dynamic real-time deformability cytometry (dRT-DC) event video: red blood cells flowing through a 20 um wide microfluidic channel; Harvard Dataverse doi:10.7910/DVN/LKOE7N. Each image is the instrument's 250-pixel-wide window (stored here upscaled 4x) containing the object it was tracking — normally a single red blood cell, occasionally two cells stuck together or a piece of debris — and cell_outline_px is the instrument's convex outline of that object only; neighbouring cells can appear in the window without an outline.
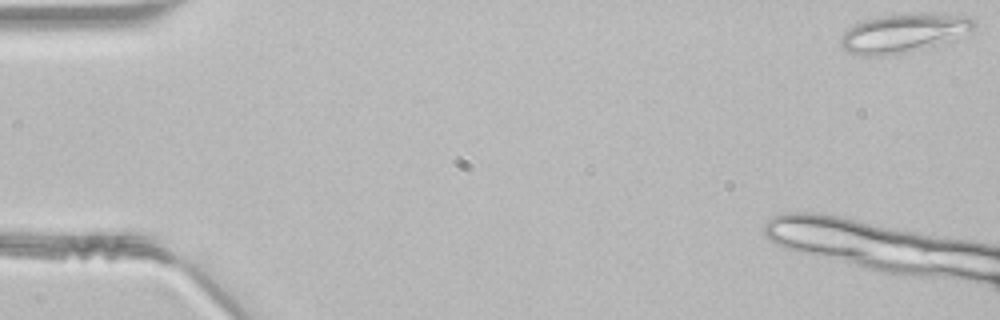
{"species": "common noctule bat (a hibernating species)", "species_latin": "Nyctalus noctula", "temperature_condition": "room temperature", "stored_images_in_passage": 7, "camera_frame_rate_fps": 3000, "um_per_image_px": 0.085, "animal": {"sex": "male", "body_mass_g": 21.5, "forearm_length_mm": 52.0}, "frame": {"image": 1, "passage_image": 1, "time_ms": 0.0, "image_size_px": [1000, 320], "cell_outline_px": [[976, 28], [968, 36], [888, 56], [864, 56], [848, 52], [840, 44], [840, 36], [848, 28], [864, 20], [880, 16], [920, 12], [944, 12], [968, 16], [976, 20]], "centroid_in_image_um": [76.91, 2.78], "position_along_channel_um": 8.1, "area_um2": 30.87}}